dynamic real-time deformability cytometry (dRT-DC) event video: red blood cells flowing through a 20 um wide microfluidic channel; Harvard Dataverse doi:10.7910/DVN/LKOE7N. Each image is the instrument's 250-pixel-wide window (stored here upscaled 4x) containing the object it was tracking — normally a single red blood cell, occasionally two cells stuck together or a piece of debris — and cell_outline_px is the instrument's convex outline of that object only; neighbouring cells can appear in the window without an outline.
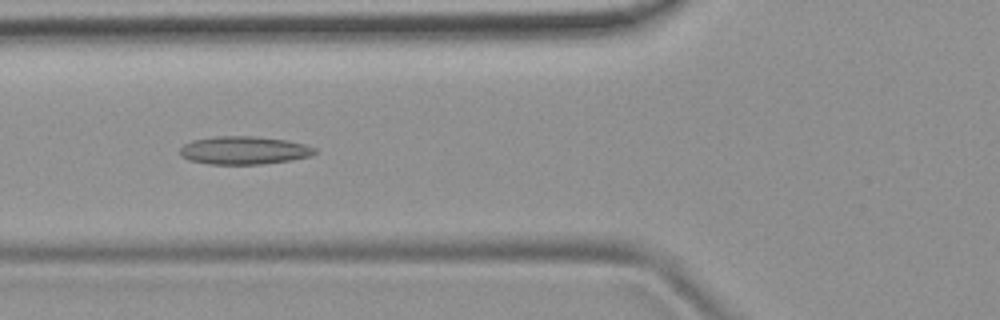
{"species": "common noctule bat (a hibernating species)", "species_latin": "Nyctalus noctula", "temperature_condition": "room temperature", "stored_images_in_passage": 31, "camera_frame_rate_fps": 3000, "um_per_image_px": 0.085, "animal": {"sex": "female", "body_mass_g": 19.9}, "frame": {"image": 1, "passage_image": 6, "time_ms": 1.667, "image_size_px": [1000, 320], "cell_outline_px": [[316, 152], [312, 156], [288, 160], [260, 164], [208, 164], [188, 160], [180, 156], [180, 148], [184, 144], [192, 140], [216, 136], [256, 136], [288, 140], [304, 144], [316, 148]], "centroid_in_image_um": [20.72, 12.77], "position_along_channel_um": 105.1, "area_um2": 22.14}}
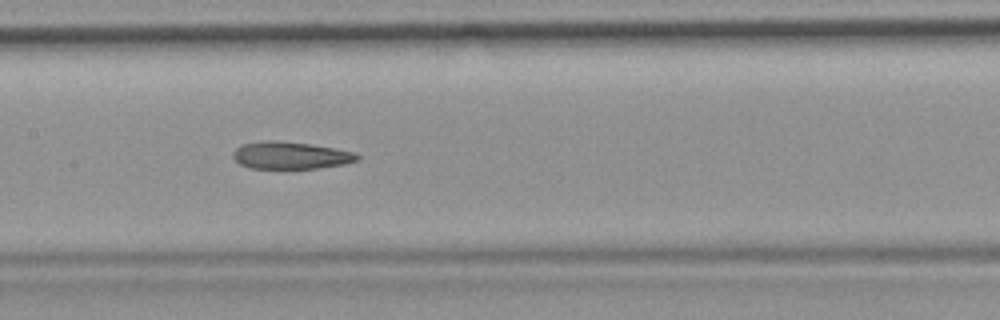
{"frame": {"image": 2, "passage_image": 12, "time_ms": 3.667, "image_size_px": [1000, 320], "cell_outline_px": [[360, 160], [344, 164], [316, 168], [248, 168], [240, 164], [232, 156], [232, 152], [240, 144], [264, 140], [276, 140], [312, 144], [336, 148], [356, 152], [360, 156]], "centroid_in_image_um": [24.7, 13.19], "position_along_channel_um": 182.7, "area_um2": 20.0}}
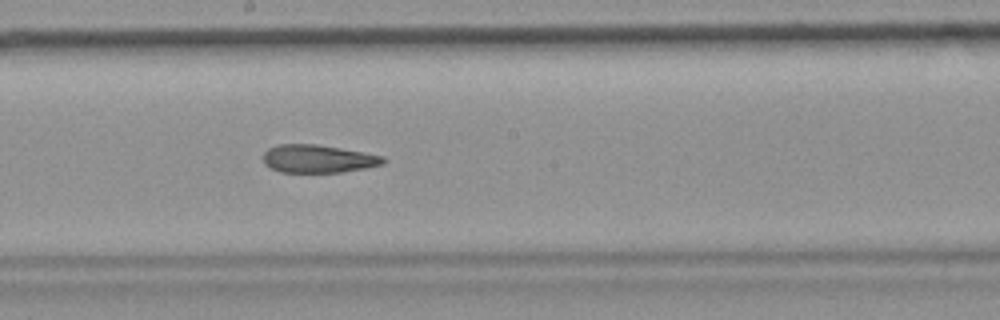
{"frame": {"image": 3, "passage_image": 15, "time_ms": 4.667, "image_size_px": [1000, 320], "cell_outline_px": [[388, 160], [384, 164], [364, 168], [340, 172], [280, 172], [268, 168], [264, 164], [264, 152], [268, 148], [276, 144], [316, 144], [340, 148], [384, 156]], "centroid_in_image_um": [27.01, 13.49], "position_along_channel_um": 221.2, "area_um2": 19.65}, "authors_computed_cell_mechanics": {"area_um2": 20.4612, "velocity_mm_per_s": 3.8725, "shape_relaxation_time_tau1_ms": null, "shape_relaxation_time_tau2_ms": 5.0626, "deformation_change_tau1": null, "deformation_change_tau2": 0.1393}}